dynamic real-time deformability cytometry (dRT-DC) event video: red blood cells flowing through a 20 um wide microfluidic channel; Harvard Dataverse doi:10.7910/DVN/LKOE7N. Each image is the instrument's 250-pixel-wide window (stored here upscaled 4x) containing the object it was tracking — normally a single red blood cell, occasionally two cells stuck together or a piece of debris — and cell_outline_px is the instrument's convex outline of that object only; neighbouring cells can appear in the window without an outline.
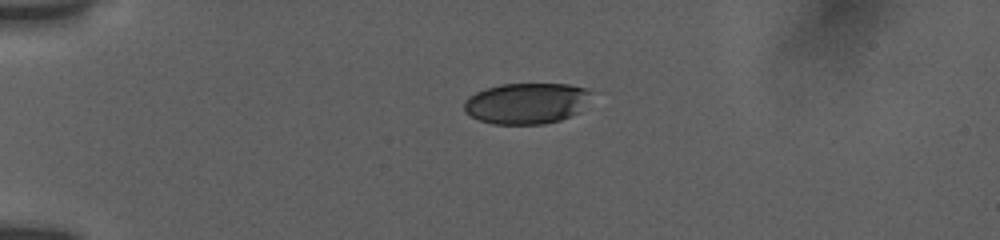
{"species": "human", "species_latin": "Homo sapiens", "temperature_condition": "room temperature", "stored_images_in_passage": 55, "camera_frame_rate_fps": 3000, "um_per_image_px": 0.085, "donor": {"sex": "female"}, "frame": {"image": 1, "passage_image": 1, "time_ms": 0.0, "image_size_px": [1000, 240], "cell_outline_px": [[592, 92], [580, 112], [560, 120], [544, 124], [492, 124], [480, 120], [464, 112], [464, 104], [476, 92], [500, 84], [568, 84], [584, 88]], "centroid_in_image_um": [44.77, 8.79], "position_along_channel_um": 40.2, "area_um2": 30.11}}
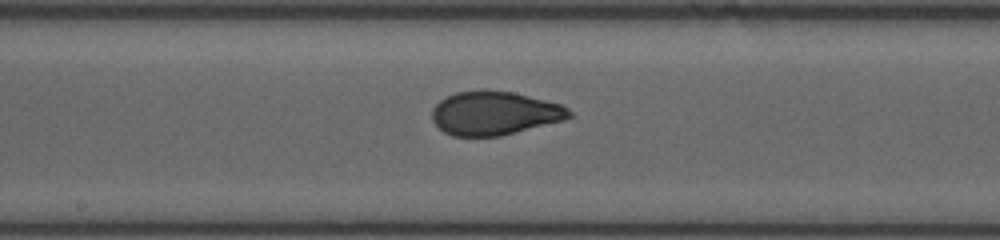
{"frame": {"image": 2, "passage_image": 21, "time_ms": 5.667, "image_size_px": [1000, 240], "cell_outline_px": [[576, 116], [564, 120], [500, 136], [452, 136], [444, 132], [432, 120], [432, 108], [440, 100], [456, 92], [480, 88], [484, 88], [512, 92], [560, 104], [568, 108]], "centroid_in_image_um": [42.03, 9.6], "position_along_channel_um": 206.2, "area_um2": 35.2}}
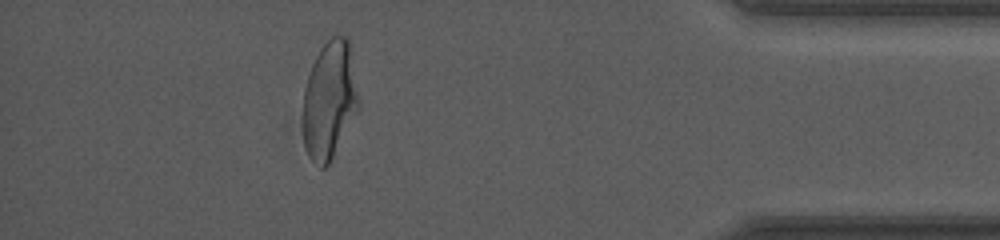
{"frame": {"image": 3, "passage_image": 48, "time_ms": 12.0, "image_size_px": [1000, 240], "cell_outline_px": [[360, 108], [328, 164], [324, 168], [320, 168], [308, 156], [304, 144], [304, 88], [312, 64], [320, 48], [332, 36], [344, 36], [348, 40], [360, 104]], "centroid_in_image_um": [28.01, 8.52], "position_along_channel_um": 407.2, "area_um2": 37.74}, "authors_computed_cell_mechanics": {"area_um2": 35.2002, "velocity_mm_per_s": 3.7808, "shape_relaxation_time_tau1_ms": 5.5931, "shape_relaxation_time_tau2_ms": 0.8436, "deformation_change_tau1": 0.2015, "deformation_change_tau2": 0.0602}}